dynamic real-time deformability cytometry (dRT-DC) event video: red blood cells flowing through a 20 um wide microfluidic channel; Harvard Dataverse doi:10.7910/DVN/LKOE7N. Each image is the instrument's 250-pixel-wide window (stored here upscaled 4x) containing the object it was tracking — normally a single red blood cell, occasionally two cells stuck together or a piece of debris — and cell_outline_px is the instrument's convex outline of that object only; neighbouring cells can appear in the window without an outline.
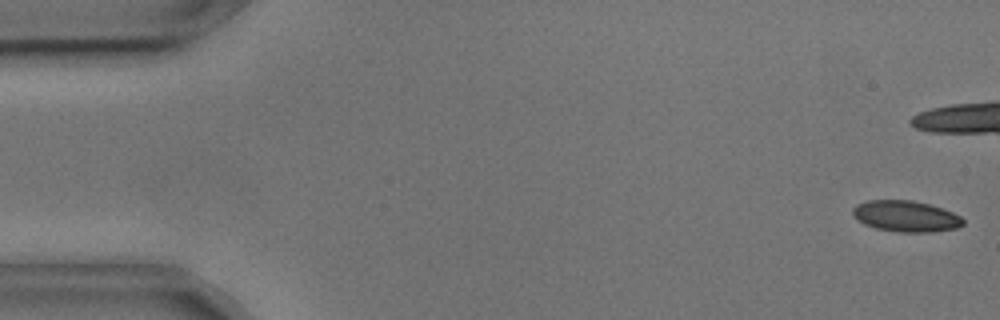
{"species": "common noctule bat (a hibernating species)", "species_latin": "Nyctalus noctula", "temperature_condition": "cold", "stored_images_in_passage": 42, "camera_frame_rate_fps": 3000, "um_per_image_px": 0.085, "animal": {"sex": "male", "body_mass_g": 17.9, "forearm_length_mm": 54.2}, "frame": {"image": 1, "passage_image": 1, "time_ms": 0.0, "image_size_px": [1000, 320], "cell_outline_px": [[964, 224], [956, 228], [932, 232], [896, 232], [876, 228], [864, 224], [852, 216], [852, 208], [856, 204], [868, 200], [912, 200], [928, 204], [952, 212], [960, 216], [964, 220]], "centroid_in_image_um": [76.96, 18.38], "position_along_channel_um": 8.0, "area_um2": 20.06}}
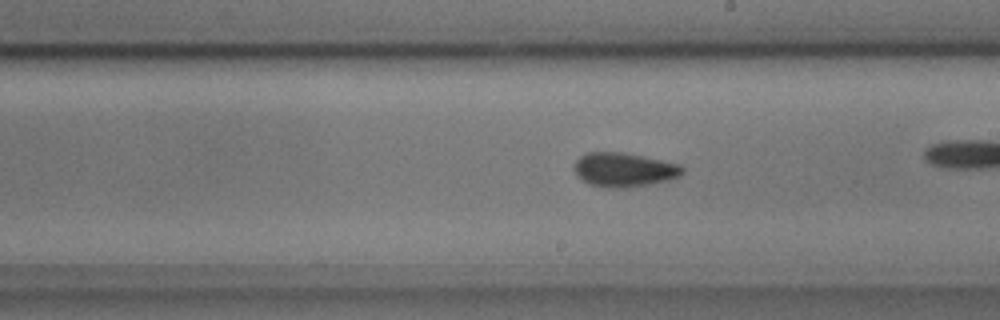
{"frame": {"image": 2, "passage_image": 30, "time_ms": 9.667, "image_size_px": [1000, 320], "cell_outline_px": [[684, 172], [680, 176], [668, 180], [648, 184], [624, 188], [608, 188], [588, 184], [576, 172], [576, 160], [580, 156], [588, 152], [624, 152], [644, 156], [680, 164], [684, 168]], "centroid_in_image_um": [53.09, 14.42], "position_along_channel_um": 235.9, "area_um2": 21.39}}